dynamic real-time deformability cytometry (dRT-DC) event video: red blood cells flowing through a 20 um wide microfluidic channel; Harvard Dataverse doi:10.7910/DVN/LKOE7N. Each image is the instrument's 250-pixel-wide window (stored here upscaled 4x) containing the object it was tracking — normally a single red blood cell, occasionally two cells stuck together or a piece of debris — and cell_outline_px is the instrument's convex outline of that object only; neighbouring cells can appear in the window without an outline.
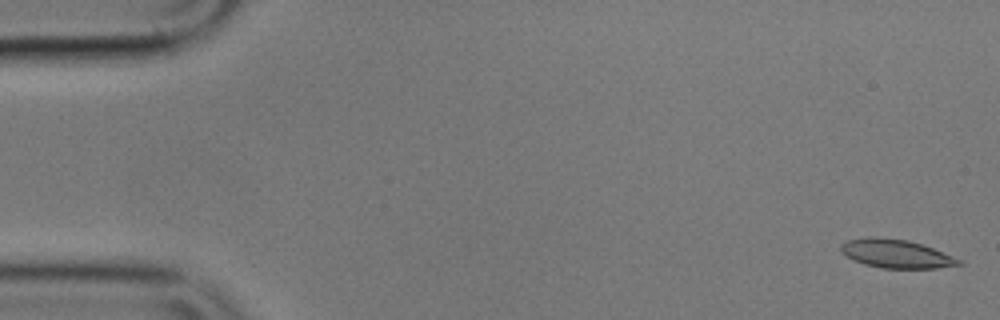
{"species": "common noctule bat (a hibernating species)", "species_latin": "Nyctalus noctula", "temperature_condition": "cold", "stored_images_in_passage": 5, "camera_frame_rate_fps": 3000, "um_per_image_px": 0.085, "animal": {"sex": "male", "body_mass_g": 17.9}, "frame": {"image": 1, "passage_image": 1, "time_ms": 0.0, "image_size_px": [1000, 320], "cell_outline_px": [[964, 264], [936, 268], [880, 268], [864, 264], [848, 256], [840, 248], [840, 244], [848, 240], [868, 236], [880, 236], [908, 240], [932, 248], [964, 260]], "centroid_in_image_um": [76.2, 21.56], "position_along_channel_um": 8.8, "area_um2": 19.59}}